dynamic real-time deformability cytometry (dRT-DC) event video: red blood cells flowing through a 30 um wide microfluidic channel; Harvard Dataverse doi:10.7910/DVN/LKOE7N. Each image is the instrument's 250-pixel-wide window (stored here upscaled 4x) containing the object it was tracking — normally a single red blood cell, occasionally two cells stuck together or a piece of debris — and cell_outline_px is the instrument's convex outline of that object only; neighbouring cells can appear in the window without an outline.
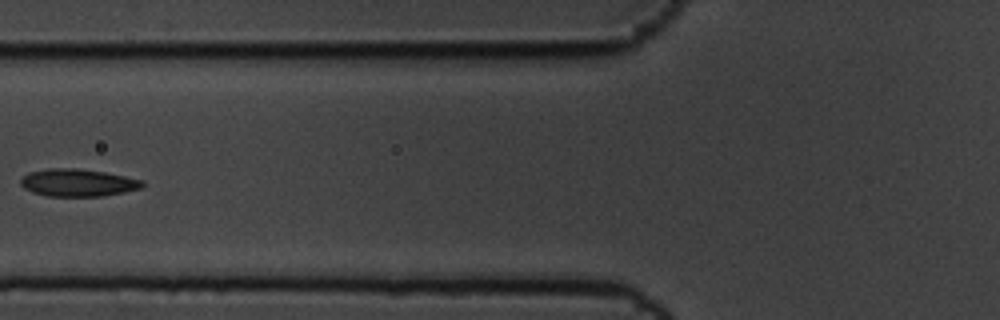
{"species": "common noctule bat (a hibernating species)", "species_latin": "Nyctalus noctula", "temperature_condition": "cold", "stored_images_in_passage": 16, "camera_frame_rate_fps": 3000, "um_per_image_px": 0.085, "animal": {"sex": "male", "body_mass_g": 19.5, "forearm_length_mm": 54.6}, "frame": {"image": 1, "passage_image": 6, "time_ms": 1.667, "image_size_px": [1000, 320], "cell_outline_px": [[144, 184], [140, 188], [124, 192], [104, 196], [48, 196], [32, 192], [24, 188], [20, 184], [20, 180], [28, 172], [48, 168], [76, 168], [104, 172], [144, 180]], "centroid_in_image_um": [6.6, 15.52], "position_along_channel_um": 119.2, "area_um2": 19.48}}
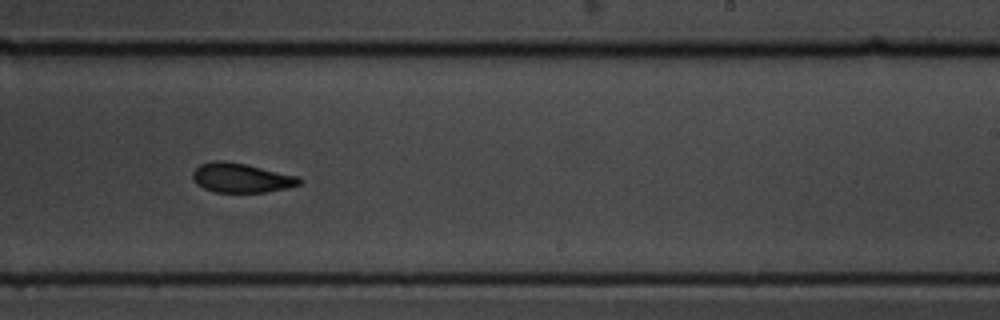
{"frame": {"image": 2, "passage_image": 10, "time_ms": 3.0, "image_size_px": [1000, 320], "cell_outline_px": [[304, 180], [300, 184], [284, 188], [264, 192], [216, 192], [204, 188], [196, 184], [192, 176], [192, 172], [200, 164], [212, 160], [224, 160], [244, 164], [300, 176]], "centroid_in_image_um": [20.5, 15.1], "position_along_channel_um": 268.5, "area_um2": 18.26}}
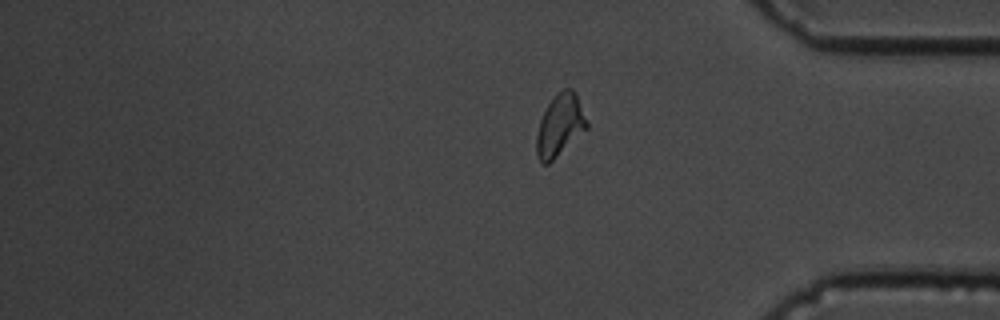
{"frame": {"image": 3, "passage_image": 16, "time_ms": 5.0, "image_size_px": [1000, 320], "cell_outline_px": [[588, 128], [548, 164], [540, 164], [536, 156], [536, 136], [540, 120], [548, 104], [556, 92], [564, 88], [572, 88], [588, 120]], "centroid_in_image_um": [47.58, 10.66], "position_along_channel_um": 387.6, "area_um2": 18.15}}